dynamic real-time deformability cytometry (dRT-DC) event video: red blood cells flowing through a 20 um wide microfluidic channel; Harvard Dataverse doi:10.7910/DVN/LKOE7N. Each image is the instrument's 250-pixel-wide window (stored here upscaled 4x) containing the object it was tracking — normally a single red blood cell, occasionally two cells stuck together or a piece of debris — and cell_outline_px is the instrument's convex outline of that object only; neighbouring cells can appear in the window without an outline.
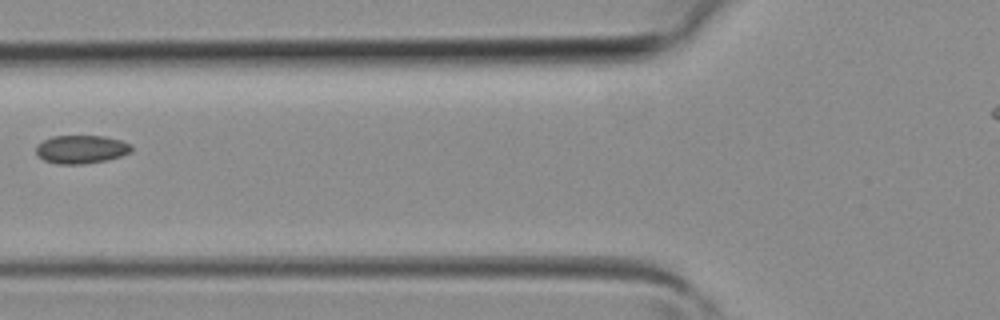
{"species": "common noctule bat (a hibernating species)", "species_latin": "Nyctalus noctula", "temperature_condition": "room temperature", "stored_images_in_passage": 3, "camera_frame_rate_fps": 3000, "um_per_image_px": 0.085, "animal": {"sex": "female", "body_mass_g": 19.3, "forearm_length_mm": 54.1}, "frame": {"image": 1, "passage_image": 3, "time_ms": 0.667, "image_size_px": [1000, 320], "cell_outline_px": [[132, 152], [108, 160], [84, 164], [56, 164], [44, 160], [36, 152], [36, 144], [52, 136], [104, 136], [120, 140], [132, 144]], "centroid_in_image_um": [6.92, 12.69], "position_along_channel_um": 118.9, "area_um2": 15.84}}